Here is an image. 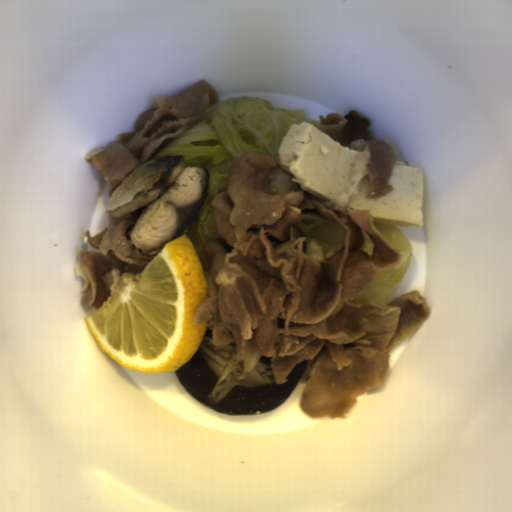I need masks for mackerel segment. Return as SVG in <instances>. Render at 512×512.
<instances>
[{
    "label": "mackerel segment",
    "mask_w": 512,
    "mask_h": 512,
    "mask_svg": "<svg viewBox=\"0 0 512 512\" xmlns=\"http://www.w3.org/2000/svg\"><path fill=\"white\" fill-rule=\"evenodd\" d=\"M210 177L204 166H186L182 155L152 159L112 192L105 212L119 219L145 207L128 236L141 255L153 257L166 243L187 236L208 196Z\"/></svg>",
    "instance_id": "14911b7f"
}]
</instances>
